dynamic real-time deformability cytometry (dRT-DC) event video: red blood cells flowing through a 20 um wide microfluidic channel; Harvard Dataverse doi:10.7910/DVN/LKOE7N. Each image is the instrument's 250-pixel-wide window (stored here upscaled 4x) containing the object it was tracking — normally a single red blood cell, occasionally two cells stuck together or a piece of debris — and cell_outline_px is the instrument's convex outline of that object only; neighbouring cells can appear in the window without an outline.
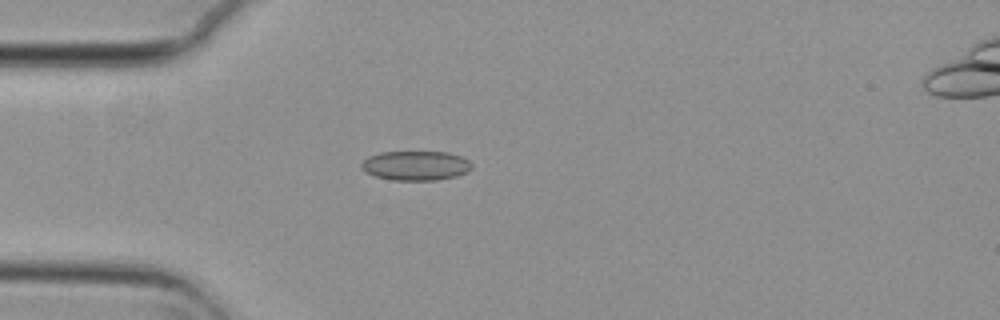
{"species": "common noctule bat (a hibernating species)", "species_latin": "Nyctalus noctula", "temperature_condition": "cold", "stored_images_in_passage": 3, "camera_frame_rate_fps": 3000, "um_per_image_px": 0.085, "animal": {"sex": "female", "body_mass_g": 29.2, "forearm_length_mm": 56.3}, "frame": {"image": 1, "passage_image": 3, "time_ms": 0.667, "image_size_px": [1000, 320], "cell_outline_px": [[472, 168], [468, 172], [456, 176], [436, 180], [392, 180], [376, 176], [364, 172], [360, 168], [360, 164], [368, 156], [380, 152], [448, 152], [460, 156], [468, 160], [472, 164]], "centroid_in_image_um": [35.32, 14.07], "position_along_channel_um": 49.7, "area_um2": 19.07}}